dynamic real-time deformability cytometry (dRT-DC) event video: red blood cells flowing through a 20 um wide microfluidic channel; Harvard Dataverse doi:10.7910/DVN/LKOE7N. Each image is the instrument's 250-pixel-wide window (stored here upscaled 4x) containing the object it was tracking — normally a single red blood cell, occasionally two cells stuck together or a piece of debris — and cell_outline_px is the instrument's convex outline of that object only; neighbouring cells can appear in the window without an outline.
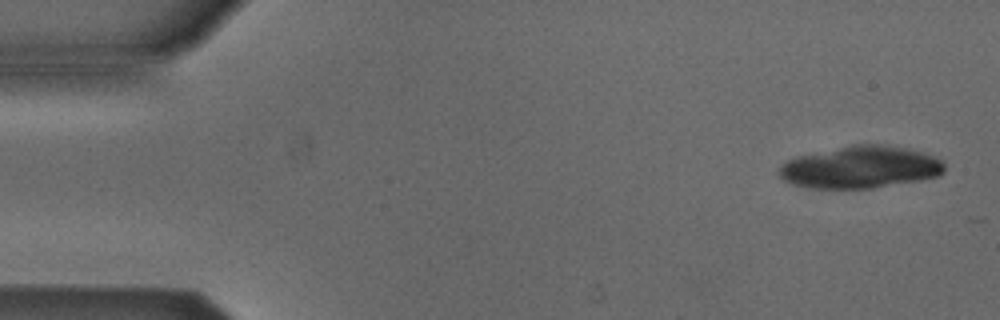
{"species": "Egyptian fruit bat (a non-hibernating species)", "species_latin": "Rousettus aegyptiacus", "temperature_condition": "cold", "stored_images_in_passage": 4, "camera_frame_rate_fps": 3000, "um_per_image_px": 0.085, "animal": {"sex": "male"}, "frame": {"image": 1, "passage_image": 1, "time_ms": 0.0, "image_size_px": [1000, 320], "cell_outline_px": [[944, 172], [936, 176], [916, 180], [872, 188], [816, 188], [792, 184], [784, 180], [776, 172], [780, 164], [784, 160], [792, 156], [852, 144], [880, 144], [908, 148], [932, 156], [940, 160], [944, 164]], "centroid_in_image_um": [73.02, 14.19], "position_along_channel_um": 12.0, "area_um2": 40.75}}